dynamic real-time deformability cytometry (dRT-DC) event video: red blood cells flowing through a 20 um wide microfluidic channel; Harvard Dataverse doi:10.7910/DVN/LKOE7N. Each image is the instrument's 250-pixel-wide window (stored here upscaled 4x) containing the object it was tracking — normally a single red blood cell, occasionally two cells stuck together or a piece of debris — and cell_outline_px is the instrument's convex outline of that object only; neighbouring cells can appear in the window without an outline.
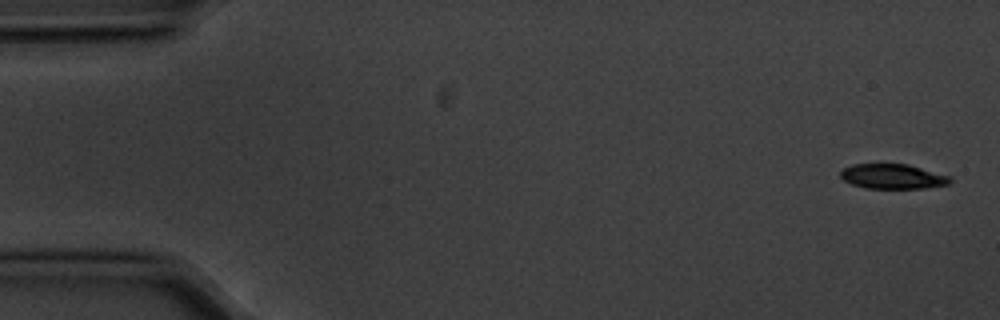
{"species": "common noctule bat (a hibernating species)", "species_latin": "Nyctalus noctula", "temperature_condition": "cold", "stored_images_in_passage": 6, "segment_of_instrument_passage": [1, 2], "camera_frame_rate_fps": 3000, "um_per_image_px": 0.085, "animal": {"sex": "male", "body_mass_g": 20.1, "forearm_length_mm": 53.5}, "frame": {"image": 1, "passage_image": 1, "time_ms": 0.0, "image_size_px": [1000, 320], "cell_outline_px": [[952, 180], [948, 184], [924, 188], [864, 188], [852, 184], [844, 180], [840, 176], [840, 172], [844, 168], [852, 164], [908, 164], [952, 176]], "centroid_in_image_um": [75.9, 14.99], "position_along_channel_um": 9.1, "area_um2": 15.9}}